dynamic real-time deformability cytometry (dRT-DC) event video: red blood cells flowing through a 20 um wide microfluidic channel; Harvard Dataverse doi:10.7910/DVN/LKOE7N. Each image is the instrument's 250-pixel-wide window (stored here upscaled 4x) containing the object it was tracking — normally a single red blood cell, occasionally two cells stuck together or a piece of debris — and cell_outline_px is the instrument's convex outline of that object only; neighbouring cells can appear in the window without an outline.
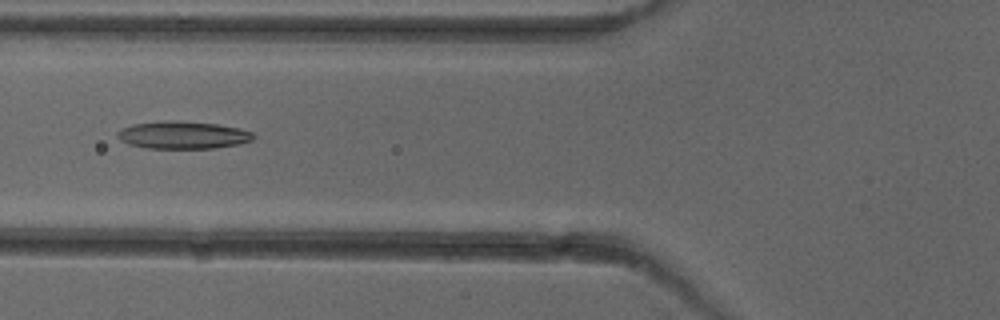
{"species": "common noctule bat (a hibernating species)", "species_latin": "Nyctalus noctula", "temperature_condition": "cold", "stored_images_in_passage": 6, "camera_frame_rate_fps": 3000, "um_per_image_px": 0.085, "animal": {"sex": "female"}, "frame": {"image": 1, "passage_image": 6, "time_ms": 6.0, "image_size_px": [1000, 320], "cell_outline_px": [[256, 136], [252, 140], [240, 144], [212, 148], [144, 148], [128, 144], [120, 140], [116, 136], [116, 132], [132, 124], [164, 120], [172, 120], [216, 124], [240, 128], [252, 132]], "centroid_in_image_um": [15.53, 11.48], "position_along_channel_um": 110.3, "area_um2": 21.91}}